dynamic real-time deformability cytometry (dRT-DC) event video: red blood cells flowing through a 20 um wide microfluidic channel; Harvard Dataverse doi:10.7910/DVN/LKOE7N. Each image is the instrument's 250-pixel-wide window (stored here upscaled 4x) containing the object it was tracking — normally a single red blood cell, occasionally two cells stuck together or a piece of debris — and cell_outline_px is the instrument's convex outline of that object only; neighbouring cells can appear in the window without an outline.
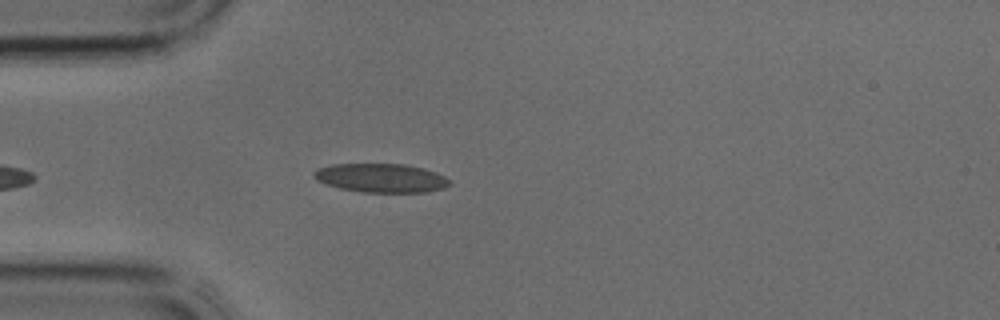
{"species": "common noctule bat (a hibernating species)", "species_latin": "Nyctalus noctula", "temperature_condition": "cold", "stored_images_in_passage": 2, "camera_frame_rate_fps": 3000, "um_per_image_px": 0.085, "animal": {"sex": "male", "body_mass_g": 17.9, "forearm_length_mm": 54.2}, "frame": {"image": 1, "passage_image": 1, "time_ms": 0.0, "image_size_px": [1000, 320], "cell_outline_px": [[452, 184], [444, 188], [424, 192], [364, 192], [340, 188], [316, 180], [312, 176], [312, 172], [320, 168], [332, 164], [404, 164], [424, 168], [436, 172], [452, 180]], "centroid_in_image_um": [32.43, 15.12], "position_along_channel_um": 52.6, "area_um2": 22.83}}